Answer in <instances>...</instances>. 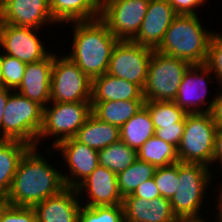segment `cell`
I'll return each mask as SVG.
<instances>
[{
	"instance_id": "ac0fdd59",
	"label": "cell",
	"mask_w": 222,
	"mask_h": 222,
	"mask_svg": "<svg viewBox=\"0 0 222 222\" xmlns=\"http://www.w3.org/2000/svg\"><path fill=\"white\" fill-rule=\"evenodd\" d=\"M53 61L54 52L41 61L27 63L22 82L15 91L44 108L50 102Z\"/></svg>"
},
{
	"instance_id": "603a6c76",
	"label": "cell",
	"mask_w": 222,
	"mask_h": 222,
	"mask_svg": "<svg viewBox=\"0 0 222 222\" xmlns=\"http://www.w3.org/2000/svg\"><path fill=\"white\" fill-rule=\"evenodd\" d=\"M74 138L99 151L120 140V127L101 121L91 114Z\"/></svg>"
},
{
	"instance_id": "60d3db41",
	"label": "cell",
	"mask_w": 222,
	"mask_h": 222,
	"mask_svg": "<svg viewBox=\"0 0 222 222\" xmlns=\"http://www.w3.org/2000/svg\"><path fill=\"white\" fill-rule=\"evenodd\" d=\"M11 89L0 87V140H3V114Z\"/></svg>"
},
{
	"instance_id": "484cf974",
	"label": "cell",
	"mask_w": 222,
	"mask_h": 222,
	"mask_svg": "<svg viewBox=\"0 0 222 222\" xmlns=\"http://www.w3.org/2000/svg\"><path fill=\"white\" fill-rule=\"evenodd\" d=\"M153 135L155 127L145 106L120 127V140L136 151Z\"/></svg>"
},
{
	"instance_id": "ee69618b",
	"label": "cell",
	"mask_w": 222,
	"mask_h": 222,
	"mask_svg": "<svg viewBox=\"0 0 222 222\" xmlns=\"http://www.w3.org/2000/svg\"><path fill=\"white\" fill-rule=\"evenodd\" d=\"M0 70H1V51H0ZM0 87H1V75H0Z\"/></svg>"
},
{
	"instance_id": "5b68a950",
	"label": "cell",
	"mask_w": 222,
	"mask_h": 222,
	"mask_svg": "<svg viewBox=\"0 0 222 222\" xmlns=\"http://www.w3.org/2000/svg\"><path fill=\"white\" fill-rule=\"evenodd\" d=\"M49 103L43 108V124L36 147L50 137L55 138L52 148L65 139L74 138L92 114L91 101Z\"/></svg>"
},
{
	"instance_id": "5bb4252c",
	"label": "cell",
	"mask_w": 222,
	"mask_h": 222,
	"mask_svg": "<svg viewBox=\"0 0 222 222\" xmlns=\"http://www.w3.org/2000/svg\"><path fill=\"white\" fill-rule=\"evenodd\" d=\"M47 150H49V156L54 150L61 151L59 154L65 162L64 166H68L67 171H69V174L62 172L65 185L68 188H76L99 166L98 151L80 143L75 138L65 139Z\"/></svg>"
},
{
	"instance_id": "ba28073f",
	"label": "cell",
	"mask_w": 222,
	"mask_h": 222,
	"mask_svg": "<svg viewBox=\"0 0 222 222\" xmlns=\"http://www.w3.org/2000/svg\"><path fill=\"white\" fill-rule=\"evenodd\" d=\"M191 64L153 50L143 95L145 101H174L185 72Z\"/></svg>"
},
{
	"instance_id": "ab89813d",
	"label": "cell",
	"mask_w": 222,
	"mask_h": 222,
	"mask_svg": "<svg viewBox=\"0 0 222 222\" xmlns=\"http://www.w3.org/2000/svg\"><path fill=\"white\" fill-rule=\"evenodd\" d=\"M217 162L220 168H222V126H217L212 165L215 166L214 163L216 164Z\"/></svg>"
},
{
	"instance_id": "74e56055",
	"label": "cell",
	"mask_w": 222,
	"mask_h": 222,
	"mask_svg": "<svg viewBox=\"0 0 222 222\" xmlns=\"http://www.w3.org/2000/svg\"><path fill=\"white\" fill-rule=\"evenodd\" d=\"M132 195L151 201L154 198L160 197V191L154 178H151L139 185Z\"/></svg>"
},
{
	"instance_id": "e575fe53",
	"label": "cell",
	"mask_w": 222,
	"mask_h": 222,
	"mask_svg": "<svg viewBox=\"0 0 222 222\" xmlns=\"http://www.w3.org/2000/svg\"><path fill=\"white\" fill-rule=\"evenodd\" d=\"M0 222H37L33 207L12 206L0 201Z\"/></svg>"
},
{
	"instance_id": "44dd1931",
	"label": "cell",
	"mask_w": 222,
	"mask_h": 222,
	"mask_svg": "<svg viewBox=\"0 0 222 222\" xmlns=\"http://www.w3.org/2000/svg\"><path fill=\"white\" fill-rule=\"evenodd\" d=\"M144 99L143 89L130 81L105 73L92 80L91 102Z\"/></svg>"
},
{
	"instance_id": "4316f807",
	"label": "cell",
	"mask_w": 222,
	"mask_h": 222,
	"mask_svg": "<svg viewBox=\"0 0 222 222\" xmlns=\"http://www.w3.org/2000/svg\"><path fill=\"white\" fill-rule=\"evenodd\" d=\"M137 155L139 160L151 163L155 168L179 162L177 149L155 135L141 146Z\"/></svg>"
},
{
	"instance_id": "6da1fadb",
	"label": "cell",
	"mask_w": 222,
	"mask_h": 222,
	"mask_svg": "<svg viewBox=\"0 0 222 222\" xmlns=\"http://www.w3.org/2000/svg\"><path fill=\"white\" fill-rule=\"evenodd\" d=\"M38 150V147H30L20 159L11 189L3 200L5 203L33 207L66 188L61 170L51 165Z\"/></svg>"
},
{
	"instance_id": "52a82bcc",
	"label": "cell",
	"mask_w": 222,
	"mask_h": 222,
	"mask_svg": "<svg viewBox=\"0 0 222 222\" xmlns=\"http://www.w3.org/2000/svg\"><path fill=\"white\" fill-rule=\"evenodd\" d=\"M217 125L210 112L186 115V123L177 148L179 162L200 163L212 167Z\"/></svg>"
},
{
	"instance_id": "ffe728a7",
	"label": "cell",
	"mask_w": 222,
	"mask_h": 222,
	"mask_svg": "<svg viewBox=\"0 0 222 222\" xmlns=\"http://www.w3.org/2000/svg\"><path fill=\"white\" fill-rule=\"evenodd\" d=\"M124 221L126 222H176L169 199L157 197L151 201L132 194L123 198Z\"/></svg>"
},
{
	"instance_id": "7402d4cb",
	"label": "cell",
	"mask_w": 222,
	"mask_h": 222,
	"mask_svg": "<svg viewBox=\"0 0 222 222\" xmlns=\"http://www.w3.org/2000/svg\"><path fill=\"white\" fill-rule=\"evenodd\" d=\"M53 19L61 24L100 18L102 0H49Z\"/></svg>"
},
{
	"instance_id": "d6986e66",
	"label": "cell",
	"mask_w": 222,
	"mask_h": 222,
	"mask_svg": "<svg viewBox=\"0 0 222 222\" xmlns=\"http://www.w3.org/2000/svg\"><path fill=\"white\" fill-rule=\"evenodd\" d=\"M80 202L76 188L66 187L33 206L37 222H78Z\"/></svg>"
},
{
	"instance_id": "f35d334b",
	"label": "cell",
	"mask_w": 222,
	"mask_h": 222,
	"mask_svg": "<svg viewBox=\"0 0 222 222\" xmlns=\"http://www.w3.org/2000/svg\"><path fill=\"white\" fill-rule=\"evenodd\" d=\"M221 92L216 94L213 107L210 111L213 121L217 126H222V86H218Z\"/></svg>"
},
{
	"instance_id": "83f0119b",
	"label": "cell",
	"mask_w": 222,
	"mask_h": 222,
	"mask_svg": "<svg viewBox=\"0 0 222 222\" xmlns=\"http://www.w3.org/2000/svg\"><path fill=\"white\" fill-rule=\"evenodd\" d=\"M155 130L169 126H185L187 113L174 101H145Z\"/></svg>"
},
{
	"instance_id": "cb8c5ba5",
	"label": "cell",
	"mask_w": 222,
	"mask_h": 222,
	"mask_svg": "<svg viewBox=\"0 0 222 222\" xmlns=\"http://www.w3.org/2000/svg\"><path fill=\"white\" fill-rule=\"evenodd\" d=\"M30 147L18 140H0V201L8 195L18 163Z\"/></svg>"
},
{
	"instance_id": "9c48e42d",
	"label": "cell",
	"mask_w": 222,
	"mask_h": 222,
	"mask_svg": "<svg viewBox=\"0 0 222 222\" xmlns=\"http://www.w3.org/2000/svg\"><path fill=\"white\" fill-rule=\"evenodd\" d=\"M91 98L92 80L68 56L54 52L50 102L91 101Z\"/></svg>"
},
{
	"instance_id": "277c9868",
	"label": "cell",
	"mask_w": 222,
	"mask_h": 222,
	"mask_svg": "<svg viewBox=\"0 0 222 222\" xmlns=\"http://www.w3.org/2000/svg\"><path fill=\"white\" fill-rule=\"evenodd\" d=\"M212 170L214 169L200 163L178 162L179 183L177 192L170 200L177 218L203 217L201 213H204L202 206L206 204L205 194L209 192V186L215 178Z\"/></svg>"
},
{
	"instance_id": "2e32d148",
	"label": "cell",
	"mask_w": 222,
	"mask_h": 222,
	"mask_svg": "<svg viewBox=\"0 0 222 222\" xmlns=\"http://www.w3.org/2000/svg\"><path fill=\"white\" fill-rule=\"evenodd\" d=\"M0 23L36 29L58 24L52 17L49 0H3Z\"/></svg>"
},
{
	"instance_id": "8fae6325",
	"label": "cell",
	"mask_w": 222,
	"mask_h": 222,
	"mask_svg": "<svg viewBox=\"0 0 222 222\" xmlns=\"http://www.w3.org/2000/svg\"><path fill=\"white\" fill-rule=\"evenodd\" d=\"M152 52L153 49L133 41L118 40L112 50L107 73L133 82L143 89Z\"/></svg>"
},
{
	"instance_id": "1f68e13d",
	"label": "cell",
	"mask_w": 222,
	"mask_h": 222,
	"mask_svg": "<svg viewBox=\"0 0 222 222\" xmlns=\"http://www.w3.org/2000/svg\"><path fill=\"white\" fill-rule=\"evenodd\" d=\"M27 63L1 53V86L15 91L22 82Z\"/></svg>"
},
{
	"instance_id": "d4e9b609",
	"label": "cell",
	"mask_w": 222,
	"mask_h": 222,
	"mask_svg": "<svg viewBox=\"0 0 222 222\" xmlns=\"http://www.w3.org/2000/svg\"><path fill=\"white\" fill-rule=\"evenodd\" d=\"M144 102V99L91 102L92 114L101 121L121 127L144 106Z\"/></svg>"
},
{
	"instance_id": "f546056e",
	"label": "cell",
	"mask_w": 222,
	"mask_h": 222,
	"mask_svg": "<svg viewBox=\"0 0 222 222\" xmlns=\"http://www.w3.org/2000/svg\"><path fill=\"white\" fill-rule=\"evenodd\" d=\"M156 168L137 159L131 166L117 174L118 189L124 198L133 194L139 185L153 178Z\"/></svg>"
},
{
	"instance_id": "e0dca14e",
	"label": "cell",
	"mask_w": 222,
	"mask_h": 222,
	"mask_svg": "<svg viewBox=\"0 0 222 222\" xmlns=\"http://www.w3.org/2000/svg\"><path fill=\"white\" fill-rule=\"evenodd\" d=\"M176 16L169 0H150L141 28L132 41L156 50Z\"/></svg>"
},
{
	"instance_id": "b9f144b4",
	"label": "cell",
	"mask_w": 222,
	"mask_h": 222,
	"mask_svg": "<svg viewBox=\"0 0 222 222\" xmlns=\"http://www.w3.org/2000/svg\"><path fill=\"white\" fill-rule=\"evenodd\" d=\"M218 190H220V191H217L218 195H216V196H218V198L216 199L217 207L214 205V208H217L216 210L218 211V214L215 215L216 217L214 218V221L215 222H222V184Z\"/></svg>"
},
{
	"instance_id": "9a60e30c",
	"label": "cell",
	"mask_w": 222,
	"mask_h": 222,
	"mask_svg": "<svg viewBox=\"0 0 222 222\" xmlns=\"http://www.w3.org/2000/svg\"><path fill=\"white\" fill-rule=\"evenodd\" d=\"M76 190L81 197L80 201H83L85 196V203L81 202L84 206H114L122 205L123 202L118 189L117 174L100 165L76 187Z\"/></svg>"
},
{
	"instance_id": "f1b7e54d",
	"label": "cell",
	"mask_w": 222,
	"mask_h": 222,
	"mask_svg": "<svg viewBox=\"0 0 222 222\" xmlns=\"http://www.w3.org/2000/svg\"><path fill=\"white\" fill-rule=\"evenodd\" d=\"M99 165L115 174L124 171L137 159V151L119 140L98 151Z\"/></svg>"
},
{
	"instance_id": "836d02e7",
	"label": "cell",
	"mask_w": 222,
	"mask_h": 222,
	"mask_svg": "<svg viewBox=\"0 0 222 222\" xmlns=\"http://www.w3.org/2000/svg\"><path fill=\"white\" fill-rule=\"evenodd\" d=\"M222 33L216 31L212 36L205 65L214 74L218 85L222 86Z\"/></svg>"
},
{
	"instance_id": "7bdbcfd3",
	"label": "cell",
	"mask_w": 222,
	"mask_h": 222,
	"mask_svg": "<svg viewBox=\"0 0 222 222\" xmlns=\"http://www.w3.org/2000/svg\"><path fill=\"white\" fill-rule=\"evenodd\" d=\"M207 221H209V219L206 220L203 217H198V218H177V220H176V222H207Z\"/></svg>"
},
{
	"instance_id": "4dcf8cb0",
	"label": "cell",
	"mask_w": 222,
	"mask_h": 222,
	"mask_svg": "<svg viewBox=\"0 0 222 222\" xmlns=\"http://www.w3.org/2000/svg\"><path fill=\"white\" fill-rule=\"evenodd\" d=\"M78 222H124L122 205L89 207L81 205Z\"/></svg>"
},
{
	"instance_id": "30bf717a",
	"label": "cell",
	"mask_w": 222,
	"mask_h": 222,
	"mask_svg": "<svg viewBox=\"0 0 222 222\" xmlns=\"http://www.w3.org/2000/svg\"><path fill=\"white\" fill-rule=\"evenodd\" d=\"M150 0H102L100 19L118 40L138 34Z\"/></svg>"
},
{
	"instance_id": "8d00e7d4",
	"label": "cell",
	"mask_w": 222,
	"mask_h": 222,
	"mask_svg": "<svg viewBox=\"0 0 222 222\" xmlns=\"http://www.w3.org/2000/svg\"><path fill=\"white\" fill-rule=\"evenodd\" d=\"M183 131H184V126H169L156 129L155 136L161 138L165 142H168L177 149L180 144Z\"/></svg>"
},
{
	"instance_id": "7a4b0ae2",
	"label": "cell",
	"mask_w": 222,
	"mask_h": 222,
	"mask_svg": "<svg viewBox=\"0 0 222 222\" xmlns=\"http://www.w3.org/2000/svg\"><path fill=\"white\" fill-rule=\"evenodd\" d=\"M72 52L68 56L91 80L108 71L117 37L100 19L73 21Z\"/></svg>"
},
{
	"instance_id": "8992f818",
	"label": "cell",
	"mask_w": 222,
	"mask_h": 222,
	"mask_svg": "<svg viewBox=\"0 0 222 222\" xmlns=\"http://www.w3.org/2000/svg\"><path fill=\"white\" fill-rule=\"evenodd\" d=\"M43 124V107L11 91L3 114V140H18L36 147Z\"/></svg>"
},
{
	"instance_id": "3957f363",
	"label": "cell",
	"mask_w": 222,
	"mask_h": 222,
	"mask_svg": "<svg viewBox=\"0 0 222 222\" xmlns=\"http://www.w3.org/2000/svg\"><path fill=\"white\" fill-rule=\"evenodd\" d=\"M215 33L203 28L198 15H177L156 50L191 65H202L206 63L209 44Z\"/></svg>"
},
{
	"instance_id": "d6a6232c",
	"label": "cell",
	"mask_w": 222,
	"mask_h": 222,
	"mask_svg": "<svg viewBox=\"0 0 222 222\" xmlns=\"http://www.w3.org/2000/svg\"><path fill=\"white\" fill-rule=\"evenodd\" d=\"M153 178L160 191V196L171 200L177 192V185L179 183L178 162L156 168Z\"/></svg>"
},
{
	"instance_id": "d590c367",
	"label": "cell",
	"mask_w": 222,
	"mask_h": 222,
	"mask_svg": "<svg viewBox=\"0 0 222 222\" xmlns=\"http://www.w3.org/2000/svg\"><path fill=\"white\" fill-rule=\"evenodd\" d=\"M206 0H169L177 15H198L196 10L199 7H204ZM198 7V8H197Z\"/></svg>"
},
{
	"instance_id": "7c38bea8",
	"label": "cell",
	"mask_w": 222,
	"mask_h": 222,
	"mask_svg": "<svg viewBox=\"0 0 222 222\" xmlns=\"http://www.w3.org/2000/svg\"><path fill=\"white\" fill-rule=\"evenodd\" d=\"M40 29L0 23L1 53L17 58L25 63H35L48 57L45 43L37 34Z\"/></svg>"
},
{
	"instance_id": "4fadbf2b",
	"label": "cell",
	"mask_w": 222,
	"mask_h": 222,
	"mask_svg": "<svg viewBox=\"0 0 222 222\" xmlns=\"http://www.w3.org/2000/svg\"><path fill=\"white\" fill-rule=\"evenodd\" d=\"M211 75L205 64L191 65L183 76L174 102L187 114L210 112L215 100L214 97L210 101L206 98L208 83H215Z\"/></svg>"
}]
</instances>
